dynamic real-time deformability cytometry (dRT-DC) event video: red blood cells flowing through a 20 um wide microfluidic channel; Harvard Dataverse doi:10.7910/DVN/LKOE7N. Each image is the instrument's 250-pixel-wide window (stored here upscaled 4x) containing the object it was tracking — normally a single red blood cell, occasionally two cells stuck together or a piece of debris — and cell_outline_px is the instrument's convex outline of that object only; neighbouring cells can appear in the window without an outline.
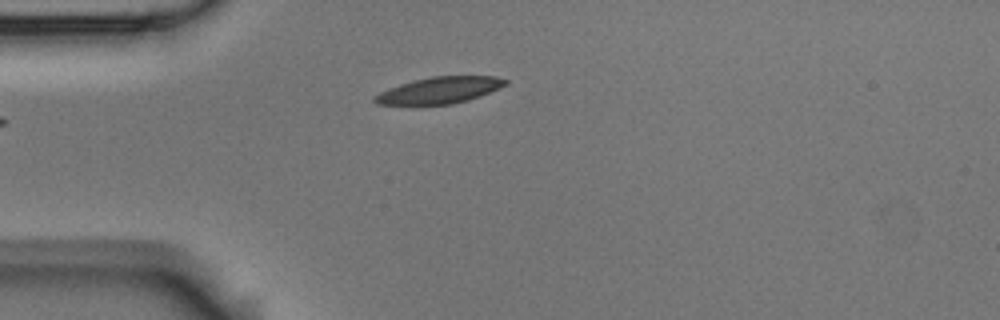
{"species": "Egyptian fruit bat (a non-hibernating species)", "species_latin": "Rousettus aegyptiacus", "temperature_condition": "room temperature", "stored_images_in_passage": 3, "camera_frame_rate_fps": 3000, "um_per_image_px": 0.085, "animal": {"sex": "male"}, "frame": {"image": 1, "passage_image": 3, "time_ms": 0.667, "image_size_px": [1000, 320], "cell_outline_px": [[508, 84], [500, 88], [480, 96], [468, 100], [452, 104], [376, 104], [372, 100], [372, 96], [388, 88], [400, 84], [432, 76], [496, 76], [508, 80]], "centroid_in_image_um": [37.37, 7.66], "position_along_channel_um": 47.6, "area_um2": 20.11}}